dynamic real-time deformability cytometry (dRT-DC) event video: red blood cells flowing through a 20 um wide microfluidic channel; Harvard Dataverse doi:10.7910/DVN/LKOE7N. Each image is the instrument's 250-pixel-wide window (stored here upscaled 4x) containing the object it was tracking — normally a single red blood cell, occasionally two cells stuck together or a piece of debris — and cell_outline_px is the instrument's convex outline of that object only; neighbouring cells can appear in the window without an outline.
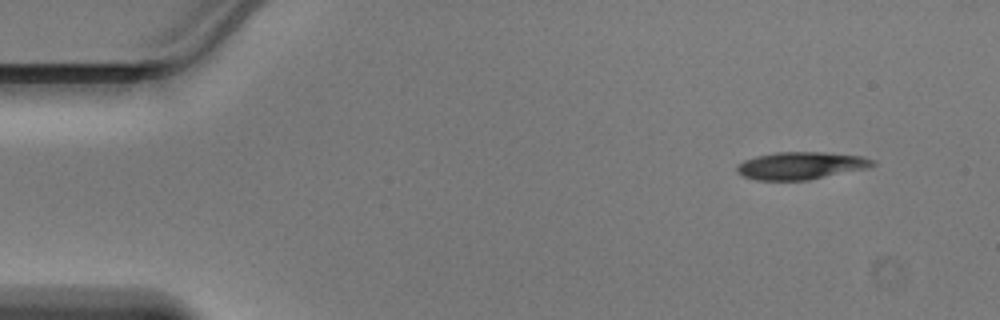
{"species": "Egyptian fruit bat (a non-hibernating species)", "species_latin": "Rousettus aegyptiacus", "temperature_condition": "warm", "stored_images_in_passage": 43, "camera_frame_rate_fps": 3000, "um_per_image_px": 0.085, "animal": {"sex": "male"}, "frame": {"image": 1, "passage_image": 1, "time_ms": 0.0, "image_size_px": [1000, 320], "cell_outline_px": [[876, 164], [868, 168], [808, 180], [756, 180], [744, 176], [736, 172], [736, 164], [744, 160], [756, 156], [776, 152], [824, 152], [860, 156], [872, 160]], "centroid_in_image_um": [68.03, 14.08], "position_along_channel_um": 17.0, "area_um2": 21.68}}
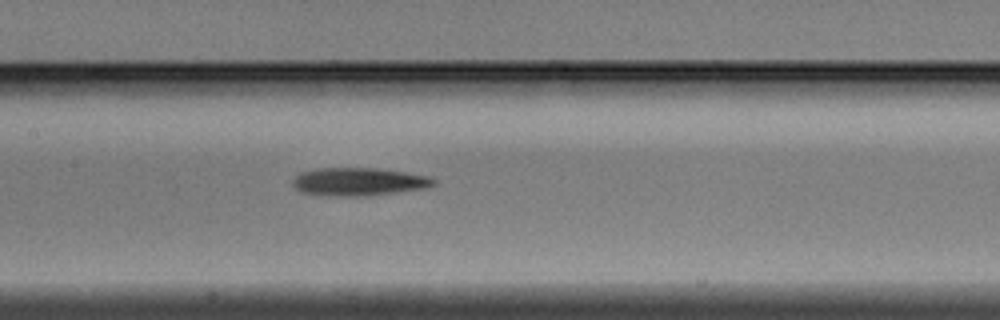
{"frame": {"image": 2, "passage_image": 19, "time_ms": 6.0, "image_size_px": [1000, 320], "cell_outline_px": [[436, 184], [424, 188], [396, 192], [360, 196], [344, 196], [304, 192], [296, 188], [292, 184], [292, 180], [300, 172], [320, 168], [372, 168], [404, 172], [432, 176], [436, 180]], "centroid_in_image_um": [30.53, 15.43], "position_along_channel_um": 176.9, "area_um2": 22.6}}
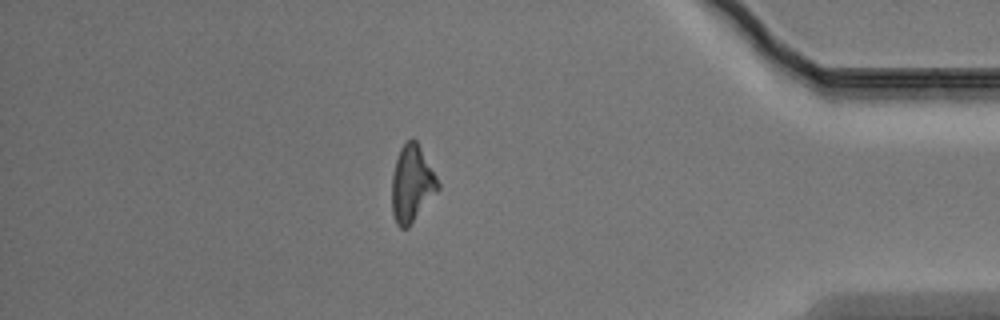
{"frame": {"image": 3, "passage_image": 37, "time_ms": 12.0, "image_size_px": [1000, 320], "cell_outline_px": [[440, 188], [408, 228], [400, 228], [396, 224], [392, 212], [392, 176], [396, 160], [400, 148], [412, 136], [416, 140], [436, 176], [440, 184]], "centroid_in_image_um": [35.0, 15.63], "position_along_channel_um": 400.2, "area_um2": 20.46}}